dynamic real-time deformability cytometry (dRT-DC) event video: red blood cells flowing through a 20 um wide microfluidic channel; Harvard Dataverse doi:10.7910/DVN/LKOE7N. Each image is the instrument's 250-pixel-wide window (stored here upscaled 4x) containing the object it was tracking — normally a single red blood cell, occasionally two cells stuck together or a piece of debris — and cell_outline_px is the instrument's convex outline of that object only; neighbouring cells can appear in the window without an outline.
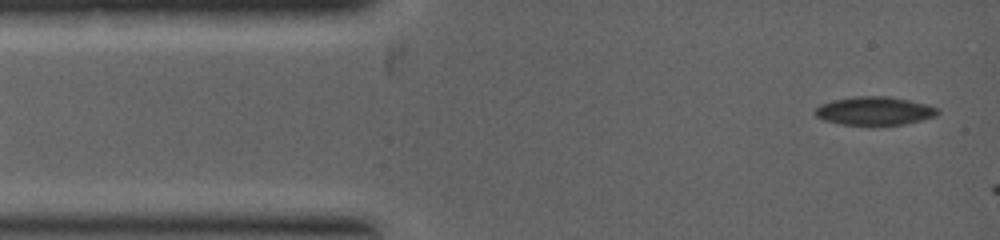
{"species": "common noctule bat (a hibernating species)", "species_latin": "Nyctalus noctula", "temperature_condition": "warm", "stored_images_in_passage": 4, "camera_frame_rate_fps": 5000, "um_per_image_px": 0.085, "animal": {"sex": "female", "body_mass_g": 19.0, "forearm_length_mm": 53.3}, "frame": {"image": 1, "passage_image": 1, "time_ms": 0.0, "image_size_px": [1000, 240], "cell_outline_px": [[940, 112], [936, 116], [904, 124], [840, 124], [824, 120], [816, 116], [816, 108], [820, 104], [832, 100], [856, 96], [888, 96], [928, 104], [936, 108]], "centroid_in_image_um": [74.33, 9.41], "position_along_channel_um": 10.7, "area_um2": 20.0}}